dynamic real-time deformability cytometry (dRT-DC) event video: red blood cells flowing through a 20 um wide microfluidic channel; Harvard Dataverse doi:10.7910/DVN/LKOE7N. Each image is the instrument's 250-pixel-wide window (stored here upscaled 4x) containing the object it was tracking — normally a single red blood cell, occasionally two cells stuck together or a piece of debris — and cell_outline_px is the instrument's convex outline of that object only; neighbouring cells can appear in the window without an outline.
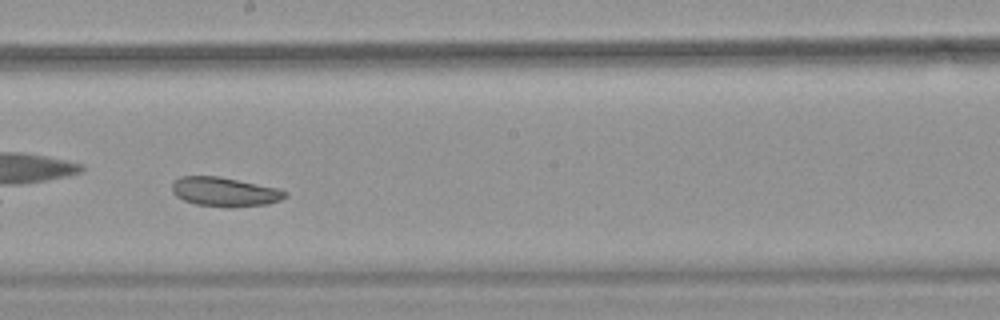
{"species": "common noctule bat (a hibernating species)", "species_latin": "Nyctalus noctula", "temperature_condition": "warm", "stored_images_in_passage": 33, "camera_frame_rate_fps": 3000, "um_per_image_px": 0.085, "animal": {"sex": "female", "body_mass_g": 18.4}, "frame": {"image": 1, "passage_image": 15, "time_ms": 4.667, "image_size_px": [1000, 320], "cell_outline_px": [[288, 196], [280, 200], [268, 204], [196, 204], [184, 200], [176, 196], [172, 192], [172, 184], [180, 176], [220, 176], [276, 188], [288, 192]], "centroid_in_image_um": [19.07, 16.25], "position_along_channel_um": 229.1, "area_um2": 18.26}, "authors_computed_cell_mechanics": {"area_um2": 20.2878, "velocity_mm_per_s": 3.8677, "shape_relaxation_time_tau1_ms": null, "shape_relaxation_time_tau2_ms": 4.2286, "deformation_change_tau1": null, "deformation_change_tau2": 0.1097}}